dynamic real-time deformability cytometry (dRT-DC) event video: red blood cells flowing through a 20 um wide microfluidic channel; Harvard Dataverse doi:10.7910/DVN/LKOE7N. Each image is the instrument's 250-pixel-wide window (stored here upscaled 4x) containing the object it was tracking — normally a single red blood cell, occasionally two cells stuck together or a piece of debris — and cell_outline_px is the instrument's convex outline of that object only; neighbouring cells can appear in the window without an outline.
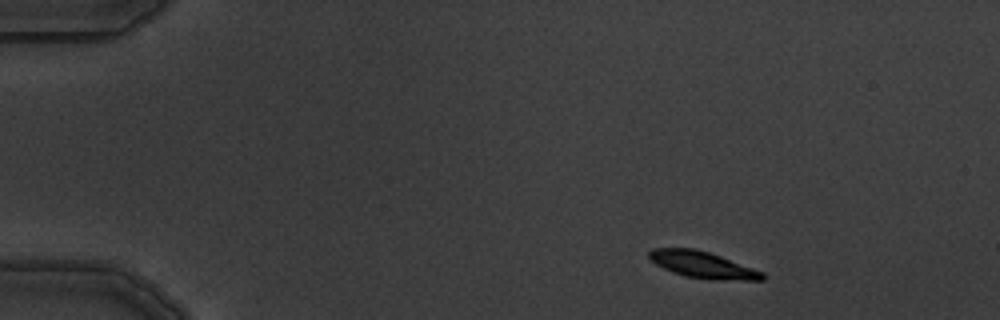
{"species": "common noctule bat (a hibernating species)", "species_latin": "Nyctalus noctula", "temperature_condition": "warm", "stored_images_in_passage": 5, "camera_frame_rate_fps": 3000, "um_per_image_px": 0.085, "animal": {"sex": "male", "body_mass_g": 19.5, "forearm_length_mm": 54.6}, "frame": {"image": 1, "passage_image": 1, "time_ms": 0.0, "image_size_px": [1000, 320], "cell_outline_px": [[764, 280], [716, 280], [684, 276], [672, 272], [648, 260], [648, 252], [652, 248], [692, 248], [708, 252], [720, 256], [764, 272]], "centroid_in_image_um": [59.69, 22.51], "position_along_channel_um": 25.3, "area_um2": 17.51}}
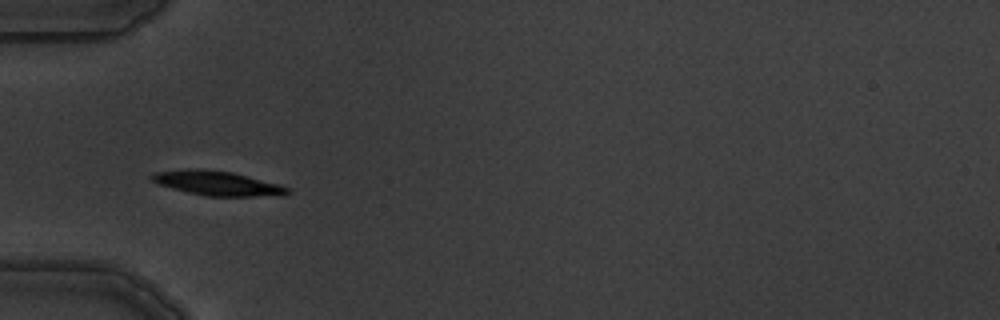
{"frame": {"image": 2, "passage_image": 4, "time_ms": 3.333, "image_size_px": [1000, 320], "cell_outline_px": [[292, 192], [284, 196], [204, 196], [172, 188], [160, 184], [152, 180], [148, 176], [152, 172], [188, 168], [204, 168], [232, 172], [280, 184], [288, 188]], "centroid_in_image_um": [18.48, 15.56], "position_along_channel_um": 66.5, "area_um2": 19.65}}
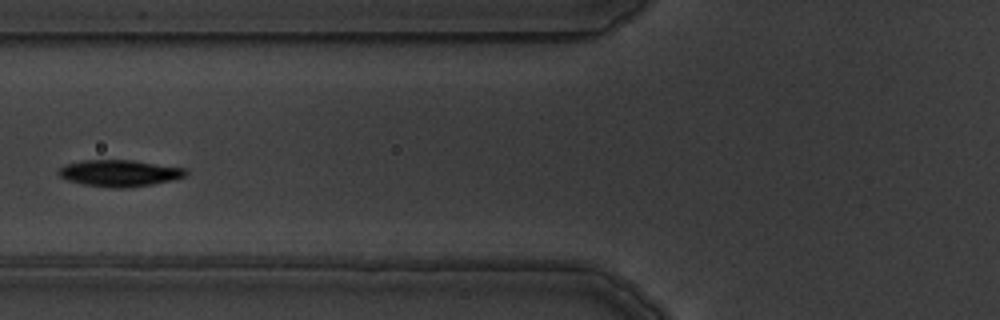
{"frame": {"image": 3, "passage_image": 5, "time_ms": 4.667, "image_size_px": [1000, 320], "cell_outline_px": [[188, 172], [184, 176], [172, 180], [152, 184], [124, 188], [112, 188], [84, 184], [68, 180], [60, 176], [56, 172], [64, 164], [84, 160], [132, 160], [188, 168]], "centroid_in_image_um": [10.16, 14.71], "position_along_channel_um": 115.6, "area_um2": 19.71}}